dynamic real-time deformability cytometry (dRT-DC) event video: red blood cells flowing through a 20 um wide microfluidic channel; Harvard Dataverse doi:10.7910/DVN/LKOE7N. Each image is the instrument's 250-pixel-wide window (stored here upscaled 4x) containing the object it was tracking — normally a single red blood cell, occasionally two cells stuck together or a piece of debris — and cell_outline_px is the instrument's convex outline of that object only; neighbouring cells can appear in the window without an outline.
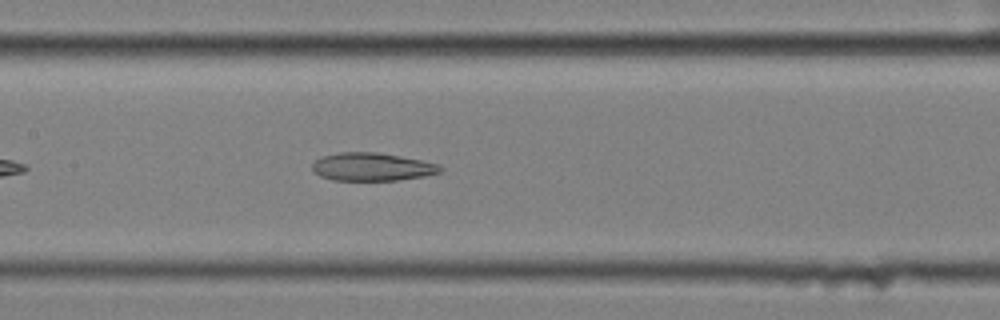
{"species": "common noctule bat (a hibernating species)", "species_latin": "Nyctalus noctula", "temperature_condition": "cold", "stored_images_in_passage": 35, "camera_frame_rate_fps": 3000, "um_per_image_px": 0.085, "animal": {"sex": "female", "body_mass_g": 25.1}, "frame": {"image": 1, "passage_image": 13, "time_ms": 4.0, "image_size_px": [1000, 320], "cell_outline_px": [[444, 172], [424, 176], [400, 180], [332, 180], [320, 176], [312, 172], [312, 164], [320, 156], [340, 152], [376, 152], [400, 156], [440, 164], [444, 168]], "centroid_in_image_um": [31.63, 14.18], "position_along_channel_um": 175.8, "area_um2": 21.15}}
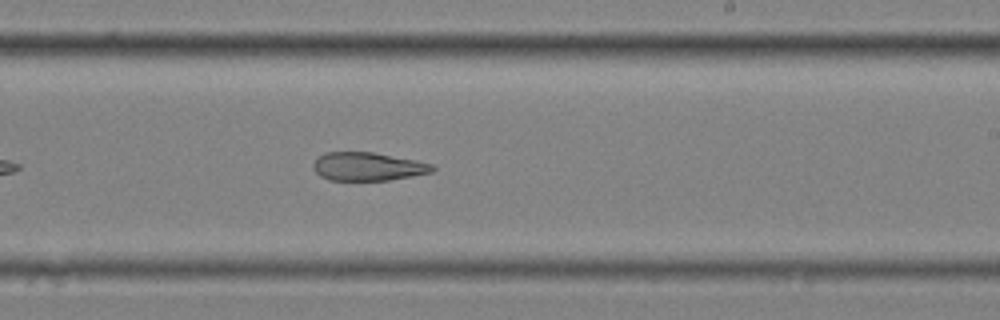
{"frame": {"image": 2, "passage_image": 20, "time_ms": 6.333, "image_size_px": [1000, 320], "cell_outline_px": [[436, 168], [432, 172], [412, 176], [388, 180], [328, 180], [320, 176], [312, 168], [312, 164], [324, 152], [372, 152], [416, 160], [432, 164]], "centroid_in_image_um": [31.25, 14.15], "position_along_channel_um": 257.7, "area_um2": 19.65}}
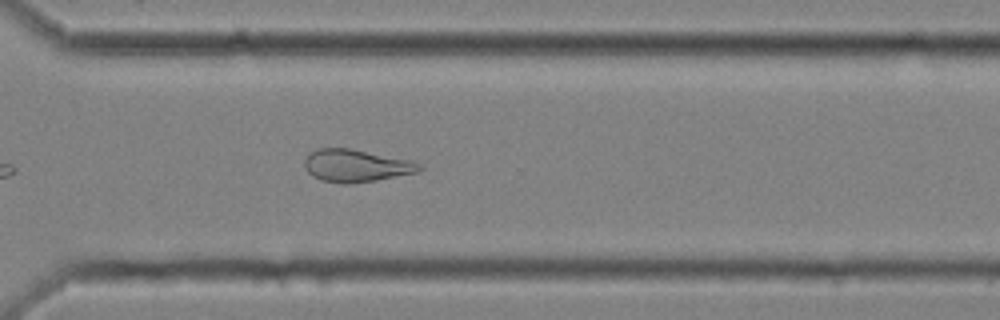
{"frame": {"image": 3, "passage_image": 27, "time_ms": 8.667, "image_size_px": [1000, 320], "cell_outline_px": [[424, 168], [416, 172], [376, 180], [352, 184], [340, 184], [320, 180], [312, 176], [304, 168], [304, 160], [308, 152], [320, 148], [352, 148], [412, 160], [424, 164]], "centroid_in_image_um": [30.26, 14.08], "position_along_channel_um": 340.3, "area_um2": 22.2}, "authors_computed_cell_mechanics": {"area_um2": 21.8484, "velocity_mm_per_s": 3.5214, "shape_relaxation_time_tau1_ms": null, "shape_relaxation_time_tau2_ms": 3.7403, "deformation_change_tau1": null, "deformation_change_tau2": 0.1254}}